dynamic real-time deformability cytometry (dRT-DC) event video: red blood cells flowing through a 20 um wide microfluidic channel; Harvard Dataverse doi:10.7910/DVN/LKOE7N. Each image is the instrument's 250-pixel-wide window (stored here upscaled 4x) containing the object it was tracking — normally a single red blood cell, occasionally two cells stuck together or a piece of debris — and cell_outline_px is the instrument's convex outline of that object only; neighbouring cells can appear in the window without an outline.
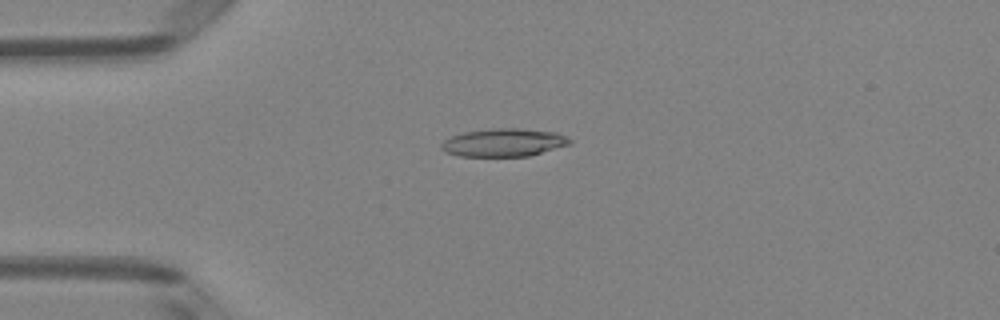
{"species": "Egyptian fruit bat (a non-hibernating species)", "species_latin": "Rousettus aegyptiacus", "temperature_condition": "room temperature", "stored_images_in_passage": 51, "camera_frame_rate_fps": 3000, "um_per_image_px": 0.085, "animal": {"sex": "female"}, "frame": {"image": 1, "passage_image": 13, "time_ms": 4.0, "image_size_px": [1000, 320], "cell_outline_px": [[572, 144], [528, 156], [460, 156], [444, 152], [440, 148], [440, 144], [444, 140], [452, 136], [464, 132], [488, 128], [516, 128], [556, 132], [568, 136], [572, 140]], "centroid_in_image_um": [42.82, 12.11], "position_along_channel_um": 42.2, "area_um2": 21.15}}
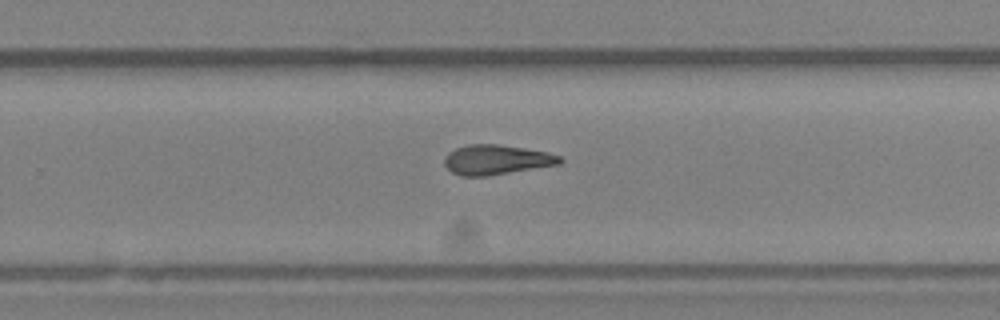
{"frame": {"image": 2, "passage_image": 33, "time_ms": 10.667, "image_size_px": [1000, 320], "cell_outline_px": [[564, 160], [560, 164], [488, 176], [460, 176], [452, 172], [444, 164], [444, 156], [448, 152], [456, 148], [468, 144], [496, 144], [524, 148], [548, 152], [560, 156]], "centroid_in_image_um": [42.18, 13.58], "position_along_channel_um": 287.6, "area_um2": 20.11}}
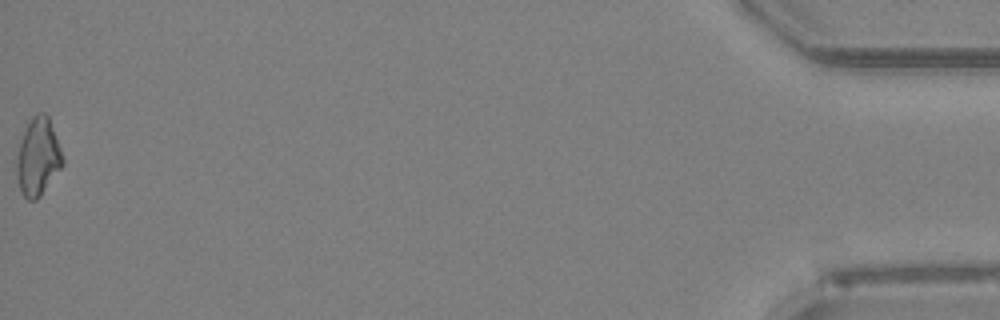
{"frame": {"image": 3, "passage_image": 51, "time_ms": 16.667, "image_size_px": [1000, 320], "cell_outline_px": [[64, 164], [40, 196], [36, 200], [28, 200], [24, 196], [20, 188], [16, 176], [16, 156], [24, 132], [32, 116], [36, 112], [44, 112], [48, 116], [60, 148], [64, 160]], "centroid_in_image_um": [3.22, 13.35], "position_along_channel_um": 432.0, "area_um2": 20.58}, "authors_computed_cell_mechanics": {"area_um2": 20.1144, "velocity_mm_per_s": 4.0513, "shape_relaxation_time_tau1_ms": null, "shape_relaxation_time_tau2_ms": 8.8042, "deformation_change_tau1": null, "deformation_change_tau2": 0.2284}}